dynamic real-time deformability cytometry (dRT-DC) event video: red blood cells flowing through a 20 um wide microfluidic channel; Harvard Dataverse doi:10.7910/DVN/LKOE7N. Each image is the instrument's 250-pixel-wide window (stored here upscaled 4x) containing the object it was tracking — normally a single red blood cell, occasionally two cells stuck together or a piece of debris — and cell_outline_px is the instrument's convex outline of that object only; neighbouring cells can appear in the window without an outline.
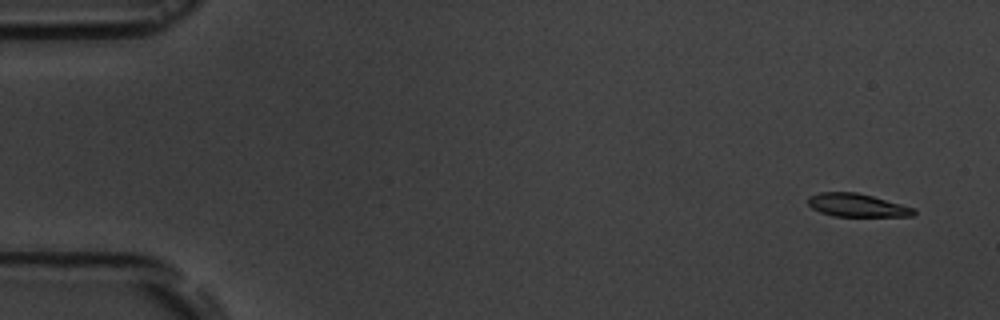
{"species": "common noctule bat (a hibernating species)", "species_latin": "Nyctalus noctula", "temperature_condition": "room temperature", "stored_images_in_passage": 6, "camera_frame_rate_fps": 3000, "um_per_image_px": 0.085, "animal": {"sex": "male", "body_mass_g": 19.5, "forearm_length_mm": 54.6}, "frame": {"image": 1, "passage_image": 1, "time_ms": 0.0, "image_size_px": [1000, 320], "cell_outline_px": [[916, 212], [912, 216], [832, 216], [820, 212], [812, 208], [808, 204], [808, 196], [820, 192], [856, 192], [872, 196], [916, 208]], "centroid_in_image_um": [72.83, 17.44], "position_along_channel_um": 12.2, "area_um2": 14.28}}
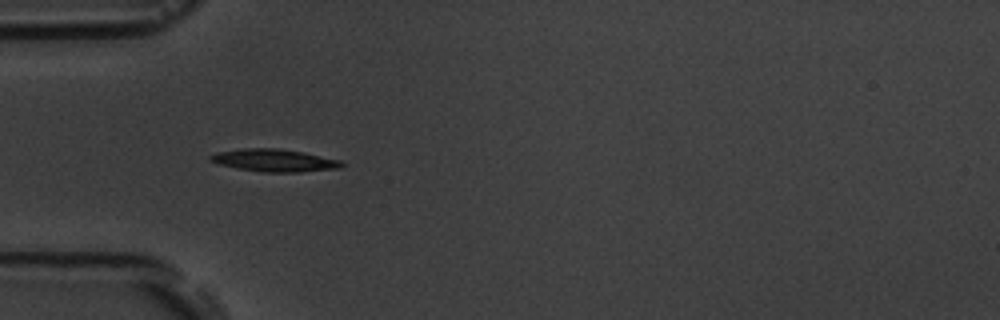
{"frame": {"image": 2, "passage_image": 5, "time_ms": 4.667, "image_size_px": [1000, 320], "cell_outline_px": [[344, 164], [340, 168], [300, 172], [264, 172], [236, 168], [220, 164], [208, 160], [208, 156], [216, 152], [240, 148], [276, 148], [304, 152], [340, 160]], "centroid_in_image_um": [23.28, 13.62], "position_along_channel_um": 61.7, "area_um2": 17.28}}
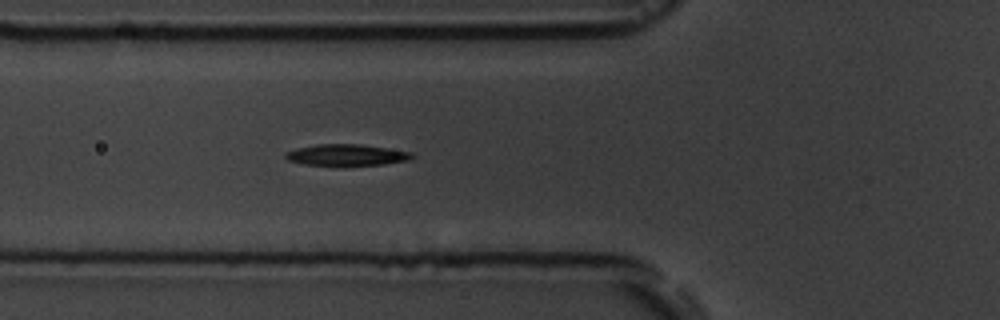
{"frame": {"image": 3, "passage_image": 6, "time_ms": 5.667, "image_size_px": [1000, 320], "cell_outline_px": [[416, 156], [408, 160], [384, 164], [344, 168], [336, 168], [304, 164], [288, 160], [284, 156], [284, 152], [296, 148], [316, 144], [360, 144], [412, 152]], "centroid_in_image_um": [29.42, 13.22], "position_along_channel_um": 96.4, "area_um2": 16.65}}